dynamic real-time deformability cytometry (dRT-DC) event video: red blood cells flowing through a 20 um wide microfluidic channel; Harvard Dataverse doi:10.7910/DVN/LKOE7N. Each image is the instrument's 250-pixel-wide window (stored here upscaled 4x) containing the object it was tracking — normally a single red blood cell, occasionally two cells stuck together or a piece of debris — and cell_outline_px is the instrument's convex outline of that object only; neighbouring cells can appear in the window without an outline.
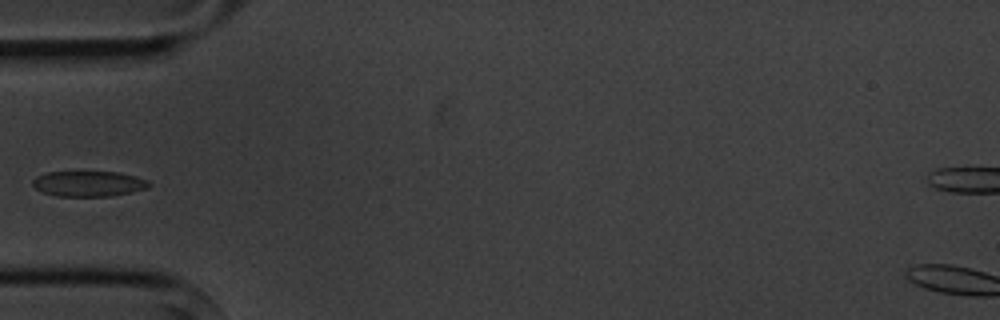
{"species": "common noctule bat (a hibernating species)", "species_latin": "Nyctalus noctula", "temperature_condition": "cold", "stored_images_in_passage": 5, "camera_frame_rate_fps": 3000, "um_per_image_px": 0.085, "animal": {"sex": "male", "body_mass_g": 20.1, "forearm_length_mm": 53.5}, "frame": {"image": 1, "passage_image": 4, "time_ms": 3.667, "image_size_px": [1000, 320], "cell_outline_px": [[152, 184], [148, 188], [132, 192], [108, 196], [56, 196], [44, 192], [36, 188], [32, 184], [32, 180], [36, 176], [48, 172], [120, 172], [136, 176], [148, 180]], "centroid_in_image_um": [7.56, 15.61], "position_along_channel_um": 77.4, "area_um2": 17.28}}
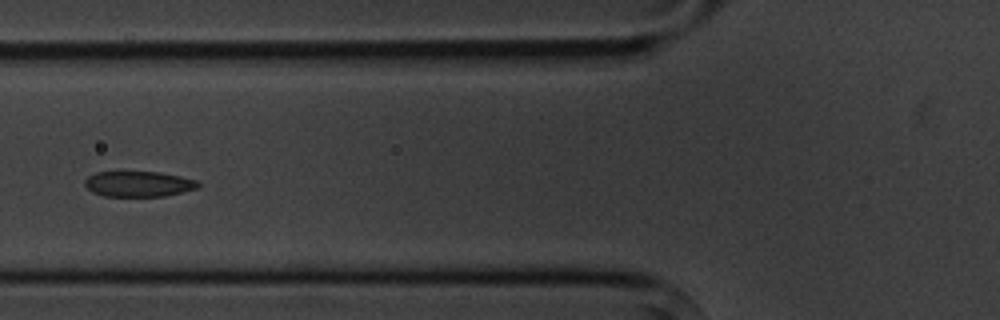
{"frame": {"image": 2, "passage_image": 5, "time_ms": 4.667, "image_size_px": [1000, 320], "cell_outline_px": [[200, 184], [196, 188], [164, 196], [104, 196], [92, 192], [84, 184], [84, 180], [88, 176], [96, 172], [160, 172], [180, 176], [196, 180]], "centroid_in_image_um": [11.74, 15.63], "position_along_channel_um": 114.1, "area_um2": 16.7}}